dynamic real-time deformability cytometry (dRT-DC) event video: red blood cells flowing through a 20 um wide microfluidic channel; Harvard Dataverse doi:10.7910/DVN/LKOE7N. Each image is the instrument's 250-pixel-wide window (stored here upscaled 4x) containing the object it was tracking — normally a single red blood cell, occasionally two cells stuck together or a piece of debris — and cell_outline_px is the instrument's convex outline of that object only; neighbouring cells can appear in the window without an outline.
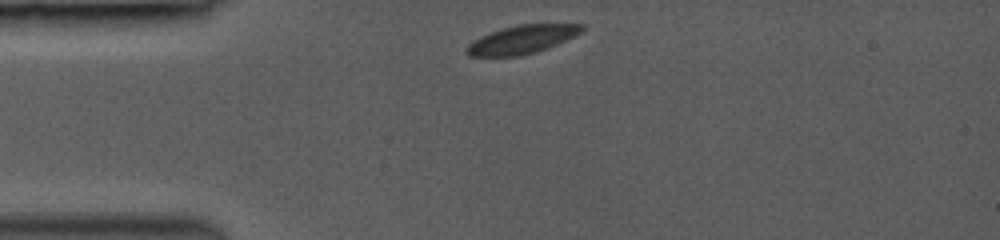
{"species": "common noctule bat (a hibernating species)", "species_latin": "Nyctalus noctula", "temperature_condition": "room temperature", "stored_images_in_passage": 3, "camera_frame_rate_fps": 3000, "um_per_image_px": 0.085, "animal": {"sex": "female", "body_mass_g": 19.0, "forearm_length_mm": 53.3}, "frame": {"image": 1, "passage_image": 1, "time_ms": 0.0, "image_size_px": [1000, 240], "cell_outline_px": [[584, 28], [580, 32], [548, 48], [536, 52], [520, 56], [468, 56], [464, 52], [464, 48], [472, 40], [488, 32], [516, 24], [584, 24]], "centroid_in_image_um": [44.27, 3.36], "position_along_channel_um": 40.7, "area_um2": 19.13}}